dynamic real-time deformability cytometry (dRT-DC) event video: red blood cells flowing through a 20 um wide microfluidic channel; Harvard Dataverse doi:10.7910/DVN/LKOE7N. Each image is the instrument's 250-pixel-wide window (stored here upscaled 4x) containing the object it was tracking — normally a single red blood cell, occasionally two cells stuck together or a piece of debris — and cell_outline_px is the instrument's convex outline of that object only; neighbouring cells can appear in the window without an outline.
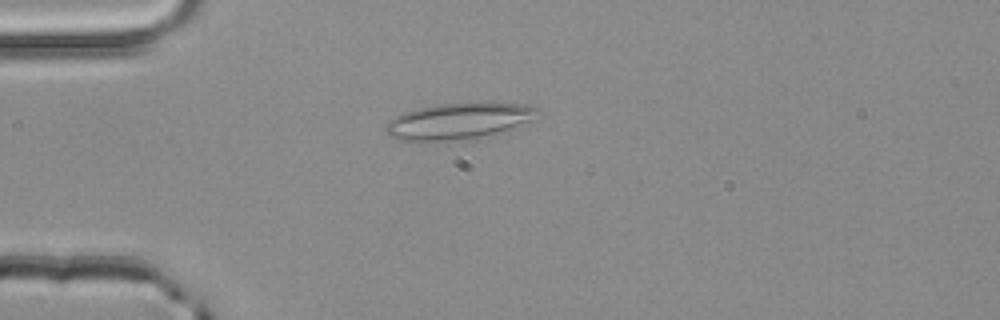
{"species": "common noctule bat (a hibernating species)", "species_latin": "Nyctalus noctula", "temperature_condition": "room temperature", "stored_images_in_passage": 40, "camera_frame_rate_fps": 3000, "um_per_image_px": 0.085, "animal": {"sex": "male", "body_mass_g": 20.4}, "frame": {"image": 1, "passage_image": 2, "time_ms": 0.333, "image_size_px": [1000, 320], "cell_outline_px": [[544, 112], [532, 120], [504, 132], [476, 140], [400, 140], [388, 136], [384, 128], [388, 120], [404, 112], [436, 104], [528, 104], [540, 108]], "centroid_in_image_um": [39.05, 10.32], "position_along_channel_um": 45.9, "area_um2": 32.25}}
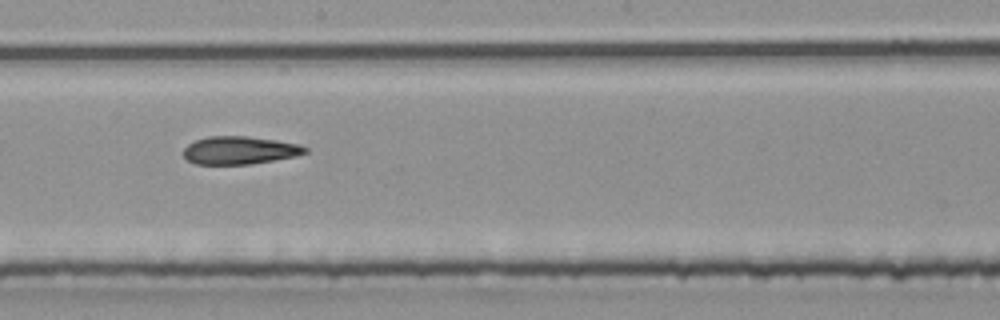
{"frame": {"image": 2, "passage_image": 17, "time_ms": 5.333, "image_size_px": [1000, 320], "cell_outline_px": [[308, 152], [296, 156], [248, 164], [196, 164], [188, 160], [184, 156], [184, 148], [188, 144], [196, 140], [208, 136], [244, 136], [276, 140], [300, 144], [308, 148]], "centroid_in_image_um": [20.38, 12.77], "position_along_channel_um": 227.8, "area_um2": 19.65}}
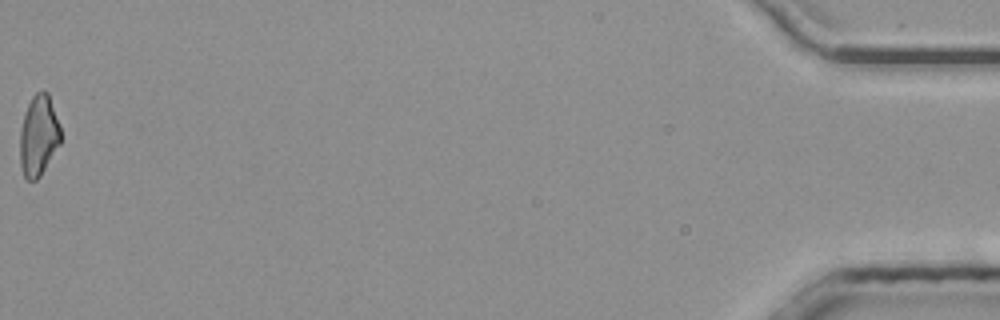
{"frame": {"image": 3, "passage_image": 40, "time_ms": 13.0, "image_size_px": [1000, 320], "cell_outline_px": [[60, 144], [40, 176], [36, 180], [28, 180], [24, 176], [20, 164], [20, 128], [24, 112], [32, 96], [40, 88], [44, 88], [48, 92], [60, 128]], "centroid_in_image_um": [3.26, 11.49], "position_along_channel_um": 431.9, "area_um2": 19.25}, "authors_computed_cell_mechanics": {"area_um2": 20.1144, "velocity_mm_per_s": 4.0506, "shape_relaxation_time_tau1_ms": null, "shape_relaxation_time_tau2_ms": 6.5593, "deformation_change_tau1": null, "deformation_change_tau2": 0.1901}}